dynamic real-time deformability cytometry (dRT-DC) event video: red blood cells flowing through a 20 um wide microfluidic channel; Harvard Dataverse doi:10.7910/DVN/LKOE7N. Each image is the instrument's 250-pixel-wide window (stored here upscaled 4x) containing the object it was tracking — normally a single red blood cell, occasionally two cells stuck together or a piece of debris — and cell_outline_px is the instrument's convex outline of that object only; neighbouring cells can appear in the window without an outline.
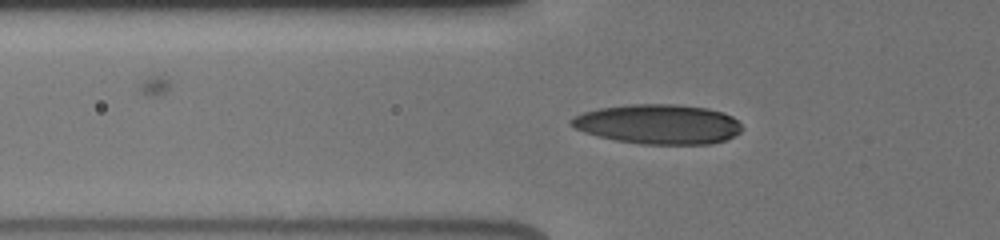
{"species": "human", "species_latin": "Homo sapiens", "temperature_condition": "cold", "stored_images_in_passage": 37, "camera_frame_rate_fps": 3000, "um_per_image_px": 0.085, "donor": {"sex": "male"}, "frame": {"image": 1, "passage_image": 7, "time_ms": 1.333, "image_size_px": [1000, 240], "cell_outline_px": [[744, 128], [740, 132], [724, 140], [708, 144], [644, 144], [616, 140], [584, 132], [568, 124], [568, 120], [572, 116], [584, 112], [600, 108], [632, 104], [676, 104], [708, 108], [724, 112], [732, 116]], "centroid_in_image_um": [55.95, 10.54], "position_along_channel_um": 69.9, "area_um2": 39.48}}
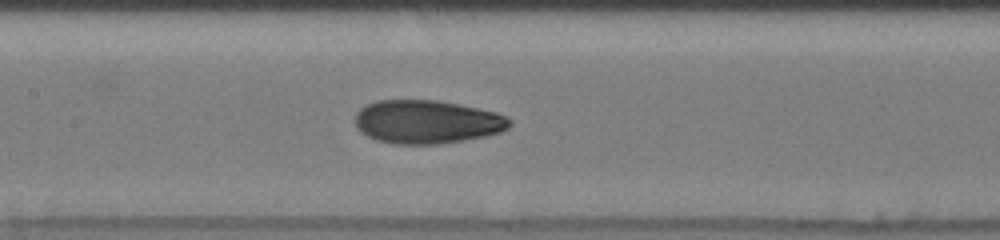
{"frame": {"image": 2, "passage_image": 17, "time_ms": 4.0, "image_size_px": [1000, 240], "cell_outline_px": [[512, 124], [508, 128], [500, 132], [484, 136], [464, 140], [436, 144], [392, 144], [376, 140], [360, 132], [356, 128], [356, 112], [360, 108], [376, 100], [436, 100], [496, 112], [508, 116], [512, 120]], "centroid_in_image_um": [36.28, 10.36], "position_along_channel_um": 171.1, "area_um2": 39.19}}
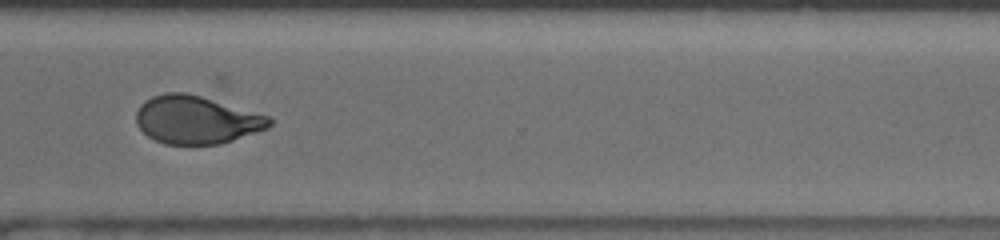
{"frame": {"image": 3, "passage_image": 29, "time_ms": 8.667, "image_size_px": [1000, 240], "cell_outline_px": [[272, 124], [268, 128], [220, 144], [164, 144], [148, 136], [136, 124], [136, 112], [140, 104], [144, 100], [152, 96], [164, 92], [184, 92], [200, 96], [272, 116]], "centroid_in_image_um": [16.69, 10.17], "position_along_channel_um": 353.9, "area_um2": 37.34}, "authors_computed_cell_mechanics": {"area_um2": 38.6682, "velocity_mm_per_s": 3.9293, "shape_relaxation_time_tau1_ms": 3.9291, "shape_relaxation_time_tau2_ms": 1.5186, "deformation_change_tau1": 0.144, "deformation_change_tau2": 0.075}}